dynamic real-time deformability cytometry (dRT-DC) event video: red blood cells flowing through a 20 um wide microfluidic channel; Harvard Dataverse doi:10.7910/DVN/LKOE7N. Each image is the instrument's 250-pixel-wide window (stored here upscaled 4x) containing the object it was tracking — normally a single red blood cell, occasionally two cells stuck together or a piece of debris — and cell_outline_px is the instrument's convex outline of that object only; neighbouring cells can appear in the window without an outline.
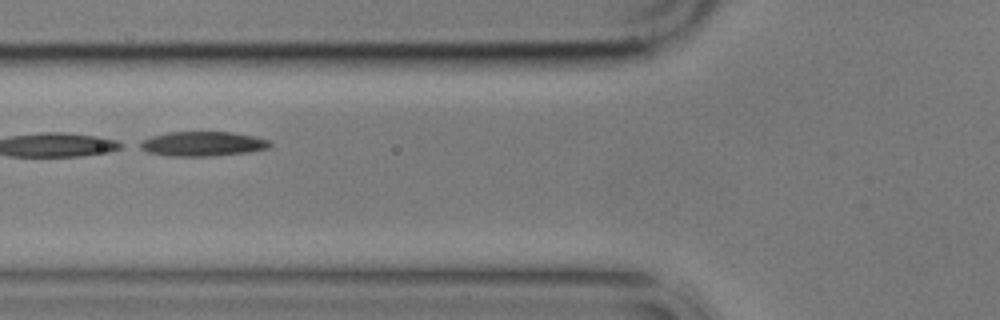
{"species": "common noctule bat (a hibernating species)", "species_latin": "Nyctalus noctula", "temperature_condition": "cold", "stored_images_in_passage": 6, "camera_frame_rate_fps": 3000, "um_per_image_px": 0.085, "animal": {"sex": "male", "body_mass_g": 17.9}, "frame": {"image": 1, "passage_image": 2, "time_ms": 1.333, "image_size_px": [1000, 320], "cell_outline_px": [[272, 144], [268, 148], [248, 152], [212, 156], [168, 156], [148, 152], [140, 148], [136, 144], [152, 136], [168, 132], [232, 132], [256, 136], [268, 140]], "centroid_in_image_um": [17.22, 12.22], "position_along_channel_um": 108.6, "area_um2": 18.67}}